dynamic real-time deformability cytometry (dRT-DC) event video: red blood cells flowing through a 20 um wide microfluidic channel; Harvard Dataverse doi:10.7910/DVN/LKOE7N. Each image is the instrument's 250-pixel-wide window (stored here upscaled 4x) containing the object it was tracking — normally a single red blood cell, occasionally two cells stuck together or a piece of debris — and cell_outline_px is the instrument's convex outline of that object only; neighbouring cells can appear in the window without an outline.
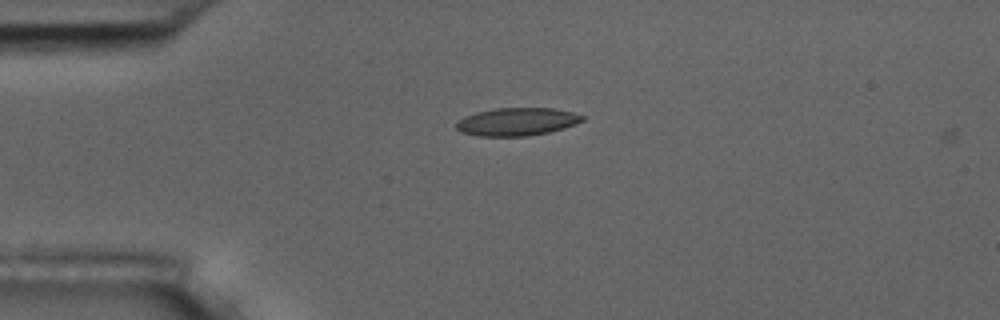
{"species": "common noctule bat (a hibernating species)", "species_latin": "Nyctalus noctula", "temperature_condition": "room temperature", "stored_images_in_passage": 3, "camera_frame_rate_fps": 3000, "um_per_image_px": 0.085, "animal": {"sex": "male", "body_mass_g": 17.5, "forearm_length_mm": 52.3}, "frame": {"image": 1, "passage_image": 2, "time_ms": 0.333, "image_size_px": [1000, 320], "cell_outline_px": [[584, 120], [576, 124], [564, 128], [548, 132], [528, 136], [476, 136], [460, 132], [456, 128], [456, 120], [464, 116], [476, 112], [496, 108], [552, 108], [572, 112], [584, 116]], "centroid_in_image_um": [43.9, 10.35], "position_along_channel_um": 41.1, "area_um2": 20.63}}